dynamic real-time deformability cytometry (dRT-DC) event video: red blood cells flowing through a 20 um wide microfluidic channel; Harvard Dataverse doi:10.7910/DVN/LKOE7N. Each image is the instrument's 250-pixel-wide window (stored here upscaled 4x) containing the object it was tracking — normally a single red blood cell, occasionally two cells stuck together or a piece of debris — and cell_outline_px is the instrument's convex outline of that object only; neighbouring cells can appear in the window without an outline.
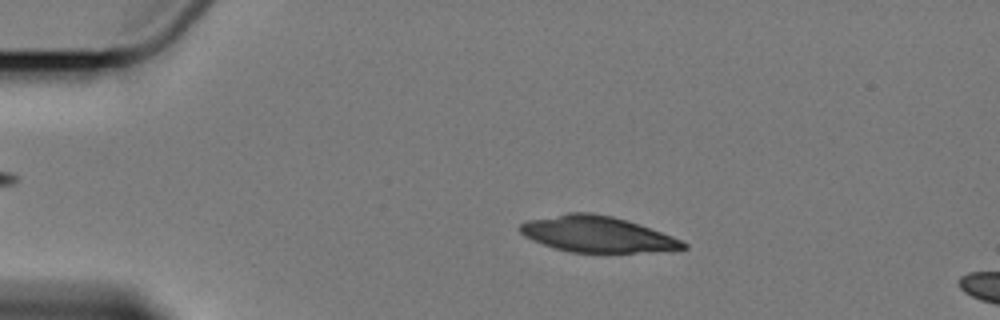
{"species": "Egyptian fruit bat (a non-hibernating species)", "species_latin": "Rousettus aegyptiacus", "temperature_condition": "cold", "stored_images_in_passage": 3, "camera_frame_rate_fps": 3000, "um_per_image_px": 0.085, "animal": {"sex": "female"}, "frame": {"image": 1, "passage_image": 3, "time_ms": 2.667, "image_size_px": [1000, 320], "cell_outline_px": [[688, 248], [636, 252], [568, 252], [532, 240], [524, 236], [516, 228], [520, 224], [528, 220], [568, 212], [592, 212], [612, 216], [684, 240], [688, 244]], "centroid_in_image_um": [50.7, 19.9], "position_along_channel_um": 34.3, "area_um2": 33.81}}